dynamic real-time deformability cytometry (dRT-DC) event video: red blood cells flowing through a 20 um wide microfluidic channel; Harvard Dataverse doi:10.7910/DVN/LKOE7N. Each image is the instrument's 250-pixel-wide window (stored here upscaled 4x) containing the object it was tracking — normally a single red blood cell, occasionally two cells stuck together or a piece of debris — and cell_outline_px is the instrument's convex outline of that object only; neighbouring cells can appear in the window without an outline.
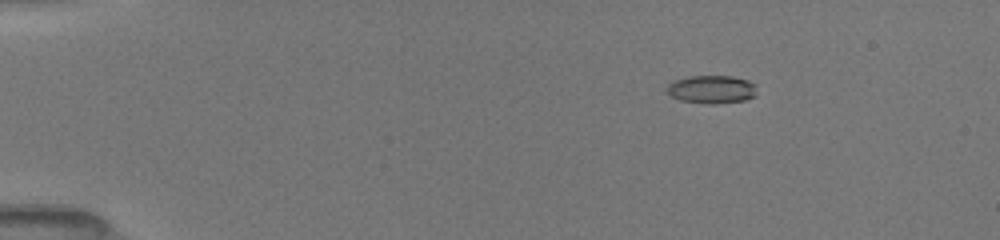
{"species": "common noctule bat (a hibernating species)", "species_latin": "Nyctalus noctula", "temperature_condition": "room temperature", "stored_images_in_passage": 6, "camera_frame_rate_fps": 3000, "um_per_image_px": 0.085, "animal": {"sex": "female", "body_mass_g": 19.5, "forearm_length_mm": 54.1}, "frame": {"image": 1, "passage_image": 3, "time_ms": 2.0, "image_size_px": [1000, 240], "cell_outline_px": [[756, 96], [744, 100], [712, 104], [708, 104], [680, 100], [672, 96], [668, 92], [668, 84], [676, 80], [688, 76], [732, 76], [748, 80], [756, 84]], "centroid_in_image_um": [60.53, 7.59], "position_along_channel_um": 24.5, "area_um2": 14.68}}